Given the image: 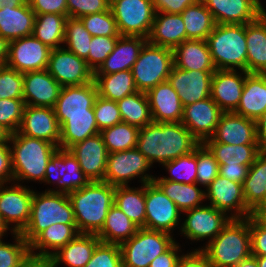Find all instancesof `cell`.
<instances>
[{"label": "cell", "instance_id": "603a6c76", "mask_svg": "<svg viewBox=\"0 0 266 267\" xmlns=\"http://www.w3.org/2000/svg\"><path fill=\"white\" fill-rule=\"evenodd\" d=\"M205 141L229 145H257L255 120L235 112H223L214 134Z\"/></svg>", "mask_w": 266, "mask_h": 267}, {"label": "cell", "instance_id": "e0dca14e", "mask_svg": "<svg viewBox=\"0 0 266 267\" xmlns=\"http://www.w3.org/2000/svg\"><path fill=\"white\" fill-rule=\"evenodd\" d=\"M51 50L33 35L15 39L9 42L6 65L20 73L45 70Z\"/></svg>", "mask_w": 266, "mask_h": 267}, {"label": "cell", "instance_id": "91938a15", "mask_svg": "<svg viewBox=\"0 0 266 267\" xmlns=\"http://www.w3.org/2000/svg\"><path fill=\"white\" fill-rule=\"evenodd\" d=\"M249 228L251 233V255L266 256V225L254 215H250Z\"/></svg>", "mask_w": 266, "mask_h": 267}, {"label": "cell", "instance_id": "7dc6e473", "mask_svg": "<svg viewBox=\"0 0 266 267\" xmlns=\"http://www.w3.org/2000/svg\"><path fill=\"white\" fill-rule=\"evenodd\" d=\"M170 174L169 177H154L153 180H167L185 184L196 183L197 179V148L190 154L180 156L162 164Z\"/></svg>", "mask_w": 266, "mask_h": 267}, {"label": "cell", "instance_id": "7c38bea8", "mask_svg": "<svg viewBox=\"0 0 266 267\" xmlns=\"http://www.w3.org/2000/svg\"><path fill=\"white\" fill-rule=\"evenodd\" d=\"M145 228L163 231L171 235L179 229L183 214L177 205L154 183H145Z\"/></svg>", "mask_w": 266, "mask_h": 267}, {"label": "cell", "instance_id": "8d00e7d4", "mask_svg": "<svg viewBox=\"0 0 266 267\" xmlns=\"http://www.w3.org/2000/svg\"><path fill=\"white\" fill-rule=\"evenodd\" d=\"M100 133L94 114L67 115L60 126L59 148L69 150L73 145Z\"/></svg>", "mask_w": 266, "mask_h": 267}, {"label": "cell", "instance_id": "b9f144b4", "mask_svg": "<svg viewBox=\"0 0 266 267\" xmlns=\"http://www.w3.org/2000/svg\"><path fill=\"white\" fill-rule=\"evenodd\" d=\"M98 95L115 102L137 92L131 70L106 75H94Z\"/></svg>", "mask_w": 266, "mask_h": 267}, {"label": "cell", "instance_id": "7bdbcfd3", "mask_svg": "<svg viewBox=\"0 0 266 267\" xmlns=\"http://www.w3.org/2000/svg\"><path fill=\"white\" fill-rule=\"evenodd\" d=\"M181 16L184 21L187 40H207L216 22L202 0L188 6Z\"/></svg>", "mask_w": 266, "mask_h": 267}, {"label": "cell", "instance_id": "f546056e", "mask_svg": "<svg viewBox=\"0 0 266 267\" xmlns=\"http://www.w3.org/2000/svg\"><path fill=\"white\" fill-rule=\"evenodd\" d=\"M78 234L76 224H52L29 244L31 257L35 259H49Z\"/></svg>", "mask_w": 266, "mask_h": 267}, {"label": "cell", "instance_id": "753ad0ef", "mask_svg": "<svg viewBox=\"0 0 266 267\" xmlns=\"http://www.w3.org/2000/svg\"><path fill=\"white\" fill-rule=\"evenodd\" d=\"M27 2V0H0V9H2L5 6L8 7H17L24 5Z\"/></svg>", "mask_w": 266, "mask_h": 267}, {"label": "cell", "instance_id": "d590c367", "mask_svg": "<svg viewBox=\"0 0 266 267\" xmlns=\"http://www.w3.org/2000/svg\"><path fill=\"white\" fill-rule=\"evenodd\" d=\"M242 186L246 206L254 213L266 203V152L257 155Z\"/></svg>", "mask_w": 266, "mask_h": 267}, {"label": "cell", "instance_id": "8fae6325", "mask_svg": "<svg viewBox=\"0 0 266 267\" xmlns=\"http://www.w3.org/2000/svg\"><path fill=\"white\" fill-rule=\"evenodd\" d=\"M55 184V189H45L60 193H69L86 186L90 180L81 170L76 157L67 149L58 148L47 164L42 183ZM59 188V189H58Z\"/></svg>", "mask_w": 266, "mask_h": 267}, {"label": "cell", "instance_id": "cb8c5ba5", "mask_svg": "<svg viewBox=\"0 0 266 267\" xmlns=\"http://www.w3.org/2000/svg\"><path fill=\"white\" fill-rule=\"evenodd\" d=\"M247 74L242 70H216L213 73L210 97L223 112L237 109Z\"/></svg>", "mask_w": 266, "mask_h": 267}, {"label": "cell", "instance_id": "f5cc1de1", "mask_svg": "<svg viewBox=\"0 0 266 267\" xmlns=\"http://www.w3.org/2000/svg\"><path fill=\"white\" fill-rule=\"evenodd\" d=\"M23 73L8 67L0 66V99H23Z\"/></svg>", "mask_w": 266, "mask_h": 267}, {"label": "cell", "instance_id": "d6a6232c", "mask_svg": "<svg viewBox=\"0 0 266 267\" xmlns=\"http://www.w3.org/2000/svg\"><path fill=\"white\" fill-rule=\"evenodd\" d=\"M174 66L189 71H216L207 40H186L173 49Z\"/></svg>", "mask_w": 266, "mask_h": 267}, {"label": "cell", "instance_id": "11a10c76", "mask_svg": "<svg viewBox=\"0 0 266 267\" xmlns=\"http://www.w3.org/2000/svg\"><path fill=\"white\" fill-rule=\"evenodd\" d=\"M119 37L120 36H93L86 62L94 72L114 50Z\"/></svg>", "mask_w": 266, "mask_h": 267}, {"label": "cell", "instance_id": "ac0fdd59", "mask_svg": "<svg viewBox=\"0 0 266 267\" xmlns=\"http://www.w3.org/2000/svg\"><path fill=\"white\" fill-rule=\"evenodd\" d=\"M214 72L183 70L173 65L167 81L178 94L184 107L210 97Z\"/></svg>", "mask_w": 266, "mask_h": 267}, {"label": "cell", "instance_id": "1f68e13d", "mask_svg": "<svg viewBox=\"0 0 266 267\" xmlns=\"http://www.w3.org/2000/svg\"><path fill=\"white\" fill-rule=\"evenodd\" d=\"M100 242L96 234L79 233L73 240L54 253L49 260L55 267L62 263L66 267H85Z\"/></svg>", "mask_w": 266, "mask_h": 267}, {"label": "cell", "instance_id": "9c48e42d", "mask_svg": "<svg viewBox=\"0 0 266 267\" xmlns=\"http://www.w3.org/2000/svg\"><path fill=\"white\" fill-rule=\"evenodd\" d=\"M110 9L121 36L148 38L156 13L152 0H111Z\"/></svg>", "mask_w": 266, "mask_h": 267}, {"label": "cell", "instance_id": "681fc988", "mask_svg": "<svg viewBox=\"0 0 266 267\" xmlns=\"http://www.w3.org/2000/svg\"><path fill=\"white\" fill-rule=\"evenodd\" d=\"M15 243L0 240V267H23L32 257L28 242L21 233H12Z\"/></svg>", "mask_w": 266, "mask_h": 267}, {"label": "cell", "instance_id": "3957f363", "mask_svg": "<svg viewBox=\"0 0 266 267\" xmlns=\"http://www.w3.org/2000/svg\"><path fill=\"white\" fill-rule=\"evenodd\" d=\"M8 144L13 182H43L47 164L58 147L50 142L22 135L18 131L11 134Z\"/></svg>", "mask_w": 266, "mask_h": 267}, {"label": "cell", "instance_id": "a7ac6f4b", "mask_svg": "<svg viewBox=\"0 0 266 267\" xmlns=\"http://www.w3.org/2000/svg\"><path fill=\"white\" fill-rule=\"evenodd\" d=\"M255 122L257 146L260 152H266V111Z\"/></svg>", "mask_w": 266, "mask_h": 267}, {"label": "cell", "instance_id": "ee69618b", "mask_svg": "<svg viewBox=\"0 0 266 267\" xmlns=\"http://www.w3.org/2000/svg\"><path fill=\"white\" fill-rule=\"evenodd\" d=\"M67 18L53 13L36 14L32 35L51 49L62 47Z\"/></svg>", "mask_w": 266, "mask_h": 267}, {"label": "cell", "instance_id": "277c9868", "mask_svg": "<svg viewBox=\"0 0 266 267\" xmlns=\"http://www.w3.org/2000/svg\"><path fill=\"white\" fill-rule=\"evenodd\" d=\"M203 247L212 267H235L251 255L249 217L231 219L223 230Z\"/></svg>", "mask_w": 266, "mask_h": 267}, {"label": "cell", "instance_id": "003e7915", "mask_svg": "<svg viewBox=\"0 0 266 267\" xmlns=\"http://www.w3.org/2000/svg\"><path fill=\"white\" fill-rule=\"evenodd\" d=\"M250 166L251 165L219 166V175L233 182L243 184L245 178L248 176Z\"/></svg>", "mask_w": 266, "mask_h": 267}, {"label": "cell", "instance_id": "89a4df30", "mask_svg": "<svg viewBox=\"0 0 266 267\" xmlns=\"http://www.w3.org/2000/svg\"><path fill=\"white\" fill-rule=\"evenodd\" d=\"M9 56V41L0 35V66L6 65Z\"/></svg>", "mask_w": 266, "mask_h": 267}, {"label": "cell", "instance_id": "d4e9b609", "mask_svg": "<svg viewBox=\"0 0 266 267\" xmlns=\"http://www.w3.org/2000/svg\"><path fill=\"white\" fill-rule=\"evenodd\" d=\"M23 100L25 105L54 108L61 85L45 70L23 73Z\"/></svg>", "mask_w": 266, "mask_h": 267}, {"label": "cell", "instance_id": "e575fe53", "mask_svg": "<svg viewBox=\"0 0 266 267\" xmlns=\"http://www.w3.org/2000/svg\"><path fill=\"white\" fill-rule=\"evenodd\" d=\"M36 14L26 2L0 9V35L9 42L32 35Z\"/></svg>", "mask_w": 266, "mask_h": 267}, {"label": "cell", "instance_id": "ffe728a7", "mask_svg": "<svg viewBox=\"0 0 266 267\" xmlns=\"http://www.w3.org/2000/svg\"><path fill=\"white\" fill-rule=\"evenodd\" d=\"M18 132L50 142L59 148L60 125L54 108L26 105Z\"/></svg>", "mask_w": 266, "mask_h": 267}, {"label": "cell", "instance_id": "f35d334b", "mask_svg": "<svg viewBox=\"0 0 266 267\" xmlns=\"http://www.w3.org/2000/svg\"><path fill=\"white\" fill-rule=\"evenodd\" d=\"M153 182L177 205L182 213L200 207L206 201L205 189L197 187L199 186L197 183L185 184L167 180H153Z\"/></svg>", "mask_w": 266, "mask_h": 267}, {"label": "cell", "instance_id": "44dd1931", "mask_svg": "<svg viewBox=\"0 0 266 267\" xmlns=\"http://www.w3.org/2000/svg\"><path fill=\"white\" fill-rule=\"evenodd\" d=\"M98 96L95 82L78 86L61 87L54 107L56 118L61 126L67 115L94 114V102Z\"/></svg>", "mask_w": 266, "mask_h": 267}, {"label": "cell", "instance_id": "9f6ffc18", "mask_svg": "<svg viewBox=\"0 0 266 267\" xmlns=\"http://www.w3.org/2000/svg\"><path fill=\"white\" fill-rule=\"evenodd\" d=\"M85 267H123L120 246L100 242Z\"/></svg>", "mask_w": 266, "mask_h": 267}, {"label": "cell", "instance_id": "bcb514c9", "mask_svg": "<svg viewBox=\"0 0 266 267\" xmlns=\"http://www.w3.org/2000/svg\"><path fill=\"white\" fill-rule=\"evenodd\" d=\"M140 128L128 123H118L100 131L110 153L136 148Z\"/></svg>", "mask_w": 266, "mask_h": 267}, {"label": "cell", "instance_id": "ab89813d", "mask_svg": "<svg viewBox=\"0 0 266 267\" xmlns=\"http://www.w3.org/2000/svg\"><path fill=\"white\" fill-rule=\"evenodd\" d=\"M138 227L116 205H112L107 213L105 223L96 234L101 242L120 245L129 240Z\"/></svg>", "mask_w": 266, "mask_h": 267}, {"label": "cell", "instance_id": "e7e4bbea", "mask_svg": "<svg viewBox=\"0 0 266 267\" xmlns=\"http://www.w3.org/2000/svg\"><path fill=\"white\" fill-rule=\"evenodd\" d=\"M13 172L11 165V151L8 144H0V184H11Z\"/></svg>", "mask_w": 266, "mask_h": 267}, {"label": "cell", "instance_id": "6125c7cd", "mask_svg": "<svg viewBox=\"0 0 266 267\" xmlns=\"http://www.w3.org/2000/svg\"><path fill=\"white\" fill-rule=\"evenodd\" d=\"M198 0H152L155 12L181 14Z\"/></svg>", "mask_w": 266, "mask_h": 267}, {"label": "cell", "instance_id": "d6986e66", "mask_svg": "<svg viewBox=\"0 0 266 267\" xmlns=\"http://www.w3.org/2000/svg\"><path fill=\"white\" fill-rule=\"evenodd\" d=\"M222 113L220 107L209 97L184 106L181 123L203 143L214 134Z\"/></svg>", "mask_w": 266, "mask_h": 267}, {"label": "cell", "instance_id": "5bb4252c", "mask_svg": "<svg viewBox=\"0 0 266 267\" xmlns=\"http://www.w3.org/2000/svg\"><path fill=\"white\" fill-rule=\"evenodd\" d=\"M180 232L190 241H212L232 219L211 205H202L185 212Z\"/></svg>", "mask_w": 266, "mask_h": 267}, {"label": "cell", "instance_id": "03108f58", "mask_svg": "<svg viewBox=\"0 0 266 267\" xmlns=\"http://www.w3.org/2000/svg\"><path fill=\"white\" fill-rule=\"evenodd\" d=\"M180 247L176 241L166 252L151 261L149 267H176L181 257V254H179L181 252Z\"/></svg>", "mask_w": 266, "mask_h": 267}, {"label": "cell", "instance_id": "6f0895ef", "mask_svg": "<svg viewBox=\"0 0 266 267\" xmlns=\"http://www.w3.org/2000/svg\"><path fill=\"white\" fill-rule=\"evenodd\" d=\"M93 109L99 131L122 122L117 102L113 100H108L98 95Z\"/></svg>", "mask_w": 266, "mask_h": 267}, {"label": "cell", "instance_id": "8c879c8a", "mask_svg": "<svg viewBox=\"0 0 266 267\" xmlns=\"http://www.w3.org/2000/svg\"><path fill=\"white\" fill-rule=\"evenodd\" d=\"M235 267H258L256 256L250 255Z\"/></svg>", "mask_w": 266, "mask_h": 267}, {"label": "cell", "instance_id": "db71d44e", "mask_svg": "<svg viewBox=\"0 0 266 267\" xmlns=\"http://www.w3.org/2000/svg\"><path fill=\"white\" fill-rule=\"evenodd\" d=\"M25 106L23 99H0V125L11 134L17 132L22 123Z\"/></svg>", "mask_w": 266, "mask_h": 267}, {"label": "cell", "instance_id": "836d02e7", "mask_svg": "<svg viewBox=\"0 0 266 267\" xmlns=\"http://www.w3.org/2000/svg\"><path fill=\"white\" fill-rule=\"evenodd\" d=\"M246 72L266 73V12L246 24Z\"/></svg>", "mask_w": 266, "mask_h": 267}, {"label": "cell", "instance_id": "2644e50d", "mask_svg": "<svg viewBox=\"0 0 266 267\" xmlns=\"http://www.w3.org/2000/svg\"><path fill=\"white\" fill-rule=\"evenodd\" d=\"M27 267H55L49 259H35L31 258L27 262Z\"/></svg>", "mask_w": 266, "mask_h": 267}, {"label": "cell", "instance_id": "2a66077c", "mask_svg": "<svg viewBox=\"0 0 266 267\" xmlns=\"http://www.w3.org/2000/svg\"><path fill=\"white\" fill-rule=\"evenodd\" d=\"M9 230H11L10 233H13L12 229H9V227L5 224V222L0 216V240L3 239L2 237L4 236V234L6 235V232Z\"/></svg>", "mask_w": 266, "mask_h": 267}, {"label": "cell", "instance_id": "30bf717a", "mask_svg": "<svg viewBox=\"0 0 266 267\" xmlns=\"http://www.w3.org/2000/svg\"><path fill=\"white\" fill-rule=\"evenodd\" d=\"M152 165L137 149L113 152L108 155L104 181L113 186H127L139 177L141 184L153 182L154 176L147 174Z\"/></svg>", "mask_w": 266, "mask_h": 267}, {"label": "cell", "instance_id": "83f0119b", "mask_svg": "<svg viewBox=\"0 0 266 267\" xmlns=\"http://www.w3.org/2000/svg\"><path fill=\"white\" fill-rule=\"evenodd\" d=\"M147 39L141 36H120L114 50L94 72L106 75L131 70Z\"/></svg>", "mask_w": 266, "mask_h": 267}, {"label": "cell", "instance_id": "816d5d0a", "mask_svg": "<svg viewBox=\"0 0 266 267\" xmlns=\"http://www.w3.org/2000/svg\"><path fill=\"white\" fill-rule=\"evenodd\" d=\"M197 179L196 183L208 187L219 175V164L209 149L201 143L197 147Z\"/></svg>", "mask_w": 266, "mask_h": 267}, {"label": "cell", "instance_id": "09005b40", "mask_svg": "<svg viewBox=\"0 0 266 267\" xmlns=\"http://www.w3.org/2000/svg\"><path fill=\"white\" fill-rule=\"evenodd\" d=\"M256 4L258 5V7L263 11L266 12V10L264 9L263 5L261 4L260 0H255Z\"/></svg>", "mask_w": 266, "mask_h": 267}, {"label": "cell", "instance_id": "7a4b0ae2", "mask_svg": "<svg viewBox=\"0 0 266 267\" xmlns=\"http://www.w3.org/2000/svg\"><path fill=\"white\" fill-rule=\"evenodd\" d=\"M114 196L115 186L105 181H90L68 193L79 233L97 234L101 230Z\"/></svg>", "mask_w": 266, "mask_h": 267}, {"label": "cell", "instance_id": "f6af8a7d", "mask_svg": "<svg viewBox=\"0 0 266 267\" xmlns=\"http://www.w3.org/2000/svg\"><path fill=\"white\" fill-rule=\"evenodd\" d=\"M122 122L143 128L151 123L149 100L144 92H134L117 101Z\"/></svg>", "mask_w": 266, "mask_h": 267}, {"label": "cell", "instance_id": "2e32d148", "mask_svg": "<svg viewBox=\"0 0 266 267\" xmlns=\"http://www.w3.org/2000/svg\"><path fill=\"white\" fill-rule=\"evenodd\" d=\"M205 189V200L210 201L209 205L224 212L232 219H242L253 215L246 206L241 183L218 175Z\"/></svg>", "mask_w": 266, "mask_h": 267}, {"label": "cell", "instance_id": "6da1fadb", "mask_svg": "<svg viewBox=\"0 0 266 267\" xmlns=\"http://www.w3.org/2000/svg\"><path fill=\"white\" fill-rule=\"evenodd\" d=\"M201 143L181 122L152 121L140 128L136 148L149 163L160 165L192 153Z\"/></svg>", "mask_w": 266, "mask_h": 267}, {"label": "cell", "instance_id": "ba28073f", "mask_svg": "<svg viewBox=\"0 0 266 267\" xmlns=\"http://www.w3.org/2000/svg\"><path fill=\"white\" fill-rule=\"evenodd\" d=\"M175 242L169 233L138 228L129 240L119 245L123 267H149L151 261L166 252Z\"/></svg>", "mask_w": 266, "mask_h": 267}, {"label": "cell", "instance_id": "11e5206c", "mask_svg": "<svg viewBox=\"0 0 266 267\" xmlns=\"http://www.w3.org/2000/svg\"><path fill=\"white\" fill-rule=\"evenodd\" d=\"M11 133L0 125V144H8L10 140Z\"/></svg>", "mask_w": 266, "mask_h": 267}, {"label": "cell", "instance_id": "74e56055", "mask_svg": "<svg viewBox=\"0 0 266 267\" xmlns=\"http://www.w3.org/2000/svg\"><path fill=\"white\" fill-rule=\"evenodd\" d=\"M114 205L138 228H145V184H141L140 188L115 186Z\"/></svg>", "mask_w": 266, "mask_h": 267}, {"label": "cell", "instance_id": "34e18365", "mask_svg": "<svg viewBox=\"0 0 266 267\" xmlns=\"http://www.w3.org/2000/svg\"><path fill=\"white\" fill-rule=\"evenodd\" d=\"M253 215L264 225H266V203H264Z\"/></svg>", "mask_w": 266, "mask_h": 267}, {"label": "cell", "instance_id": "f1b7e54d", "mask_svg": "<svg viewBox=\"0 0 266 267\" xmlns=\"http://www.w3.org/2000/svg\"><path fill=\"white\" fill-rule=\"evenodd\" d=\"M187 40L186 29L181 14L156 12L147 42L174 49Z\"/></svg>", "mask_w": 266, "mask_h": 267}, {"label": "cell", "instance_id": "b9fcfbb0", "mask_svg": "<svg viewBox=\"0 0 266 267\" xmlns=\"http://www.w3.org/2000/svg\"><path fill=\"white\" fill-rule=\"evenodd\" d=\"M258 267H266V256H256Z\"/></svg>", "mask_w": 266, "mask_h": 267}, {"label": "cell", "instance_id": "4dcf8cb0", "mask_svg": "<svg viewBox=\"0 0 266 267\" xmlns=\"http://www.w3.org/2000/svg\"><path fill=\"white\" fill-rule=\"evenodd\" d=\"M266 111V73H248L237 109L240 116L257 120Z\"/></svg>", "mask_w": 266, "mask_h": 267}, {"label": "cell", "instance_id": "4fadbf2b", "mask_svg": "<svg viewBox=\"0 0 266 267\" xmlns=\"http://www.w3.org/2000/svg\"><path fill=\"white\" fill-rule=\"evenodd\" d=\"M12 184H0V216L13 233H21L29 222L34 190L21 183Z\"/></svg>", "mask_w": 266, "mask_h": 267}, {"label": "cell", "instance_id": "52a82bcc", "mask_svg": "<svg viewBox=\"0 0 266 267\" xmlns=\"http://www.w3.org/2000/svg\"><path fill=\"white\" fill-rule=\"evenodd\" d=\"M173 65V49L147 42L131 68L136 89L147 93L159 83L167 81Z\"/></svg>", "mask_w": 266, "mask_h": 267}, {"label": "cell", "instance_id": "94428289", "mask_svg": "<svg viewBox=\"0 0 266 267\" xmlns=\"http://www.w3.org/2000/svg\"><path fill=\"white\" fill-rule=\"evenodd\" d=\"M35 14L53 13L68 17L67 0H27Z\"/></svg>", "mask_w": 266, "mask_h": 267}, {"label": "cell", "instance_id": "f907efd6", "mask_svg": "<svg viewBox=\"0 0 266 267\" xmlns=\"http://www.w3.org/2000/svg\"><path fill=\"white\" fill-rule=\"evenodd\" d=\"M92 36H121L111 9L79 18Z\"/></svg>", "mask_w": 266, "mask_h": 267}, {"label": "cell", "instance_id": "8992f818", "mask_svg": "<svg viewBox=\"0 0 266 267\" xmlns=\"http://www.w3.org/2000/svg\"><path fill=\"white\" fill-rule=\"evenodd\" d=\"M207 43L216 70L246 71V24H216Z\"/></svg>", "mask_w": 266, "mask_h": 267}, {"label": "cell", "instance_id": "4316f807", "mask_svg": "<svg viewBox=\"0 0 266 267\" xmlns=\"http://www.w3.org/2000/svg\"><path fill=\"white\" fill-rule=\"evenodd\" d=\"M150 112L154 122H181L183 105L168 81L159 83L147 93Z\"/></svg>", "mask_w": 266, "mask_h": 267}, {"label": "cell", "instance_id": "be15d7a7", "mask_svg": "<svg viewBox=\"0 0 266 267\" xmlns=\"http://www.w3.org/2000/svg\"><path fill=\"white\" fill-rule=\"evenodd\" d=\"M176 267H212L206 254L201 249L182 254Z\"/></svg>", "mask_w": 266, "mask_h": 267}, {"label": "cell", "instance_id": "7402d4cb", "mask_svg": "<svg viewBox=\"0 0 266 267\" xmlns=\"http://www.w3.org/2000/svg\"><path fill=\"white\" fill-rule=\"evenodd\" d=\"M69 151L90 181H104L109 152L100 133L73 145Z\"/></svg>", "mask_w": 266, "mask_h": 267}, {"label": "cell", "instance_id": "c3c4849f", "mask_svg": "<svg viewBox=\"0 0 266 267\" xmlns=\"http://www.w3.org/2000/svg\"><path fill=\"white\" fill-rule=\"evenodd\" d=\"M92 38L93 36L85 29L79 18H67L63 46L70 52L86 60Z\"/></svg>", "mask_w": 266, "mask_h": 267}, {"label": "cell", "instance_id": "5b68a950", "mask_svg": "<svg viewBox=\"0 0 266 267\" xmlns=\"http://www.w3.org/2000/svg\"><path fill=\"white\" fill-rule=\"evenodd\" d=\"M76 224L73 207L67 193L33 192L31 214L22 237L30 244L52 224Z\"/></svg>", "mask_w": 266, "mask_h": 267}, {"label": "cell", "instance_id": "60d3db41", "mask_svg": "<svg viewBox=\"0 0 266 267\" xmlns=\"http://www.w3.org/2000/svg\"><path fill=\"white\" fill-rule=\"evenodd\" d=\"M203 144L214 155L219 166L252 165L260 153L257 145H229L216 141H204Z\"/></svg>", "mask_w": 266, "mask_h": 267}, {"label": "cell", "instance_id": "680465c9", "mask_svg": "<svg viewBox=\"0 0 266 267\" xmlns=\"http://www.w3.org/2000/svg\"><path fill=\"white\" fill-rule=\"evenodd\" d=\"M111 0H67L68 17L80 18L86 15L110 10Z\"/></svg>", "mask_w": 266, "mask_h": 267}, {"label": "cell", "instance_id": "484cf974", "mask_svg": "<svg viewBox=\"0 0 266 267\" xmlns=\"http://www.w3.org/2000/svg\"><path fill=\"white\" fill-rule=\"evenodd\" d=\"M216 24H247L264 13L255 0H202Z\"/></svg>", "mask_w": 266, "mask_h": 267}, {"label": "cell", "instance_id": "9a60e30c", "mask_svg": "<svg viewBox=\"0 0 266 267\" xmlns=\"http://www.w3.org/2000/svg\"><path fill=\"white\" fill-rule=\"evenodd\" d=\"M47 71L61 87L78 86L94 81V71L86 60L64 46L51 50Z\"/></svg>", "mask_w": 266, "mask_h": 267}]
</instances>
